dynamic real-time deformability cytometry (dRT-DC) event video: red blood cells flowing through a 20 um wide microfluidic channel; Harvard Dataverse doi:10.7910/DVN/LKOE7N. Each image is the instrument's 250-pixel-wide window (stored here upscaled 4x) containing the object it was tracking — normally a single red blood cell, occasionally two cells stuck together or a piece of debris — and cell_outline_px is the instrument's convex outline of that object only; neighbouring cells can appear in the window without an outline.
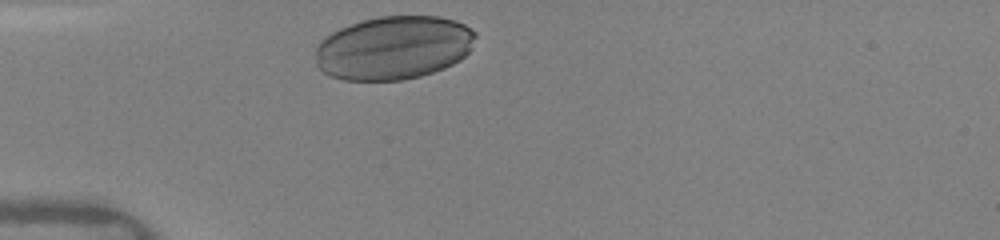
{"species": "human", "species_latin": "Homo sapiens", "temperature_condition": "warm", "stored_images_in_passage": 11, "camera_frame_rate_fps": 3000, "um_per_image_px": 0.085, "donor": {"sex": "female"}, "frame": {"image": 1, "passage_image": 1, "time_ms": 0.0, "image_size_px": [1000, 240], "cell_outline_px": [[476, 36], [472, 48], [460, 60], [444, 68], [420, 76], [404, 80], [344, 80], [332, 76], [324, 72], [316, 64], [316, 48], [320, 40], [332, 32], [340, 28], [360, 20], [380, 16], [440, 16], [456, 20], [472, 28], [476, 32]], "centroid_in_image_um": [33.47, 4.05], "position_along_channel_um": 51.5, "area_um2": 59.59}}